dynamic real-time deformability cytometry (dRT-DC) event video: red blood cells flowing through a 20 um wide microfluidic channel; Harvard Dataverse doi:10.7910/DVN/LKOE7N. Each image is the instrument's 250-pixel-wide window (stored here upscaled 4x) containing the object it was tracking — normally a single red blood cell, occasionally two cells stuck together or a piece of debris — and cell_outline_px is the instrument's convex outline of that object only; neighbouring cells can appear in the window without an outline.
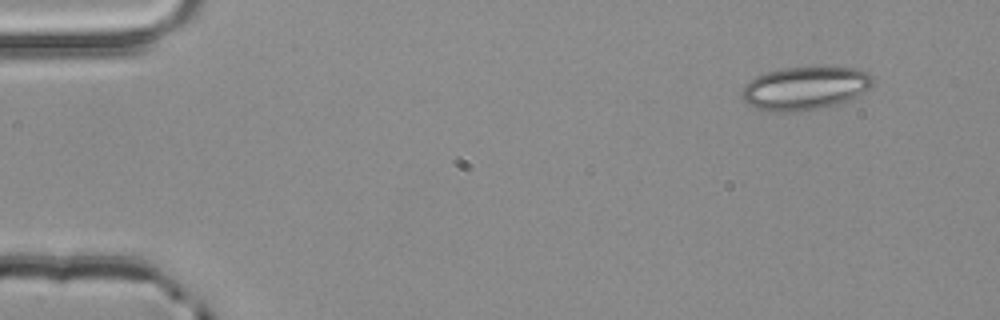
{"species": "common noctule bat (a hibernating species)", "species_latin": "Nyctalus noctula", "temperature_condition": "room temperature", "stored_images_in_passage": 3, "camera_frame_rate_fps": 3000, "um_per_image_px": 0.085, "animal": {"sex": "male", "body_mass_g": 20.4}, "frame": {"image": 1, "passage_image": 1, "time_ms": 0.0, "image_size_px": [1000, 320], "cell_outline_px": [[876, 80], [868, 88], [856, 96], [836, 104], [820, 108], [796, 112], [776, 112], [756, 108], [748, 104], [740, 96], [740, 92], [744, 84], [748, 80], [764, 72], [780, 68], [856, 68], [868, 72]], "centroid_in_image_um": [68.36, 7.5], "position_along_channel_um": 16.6, "area_um2": 33.0}}